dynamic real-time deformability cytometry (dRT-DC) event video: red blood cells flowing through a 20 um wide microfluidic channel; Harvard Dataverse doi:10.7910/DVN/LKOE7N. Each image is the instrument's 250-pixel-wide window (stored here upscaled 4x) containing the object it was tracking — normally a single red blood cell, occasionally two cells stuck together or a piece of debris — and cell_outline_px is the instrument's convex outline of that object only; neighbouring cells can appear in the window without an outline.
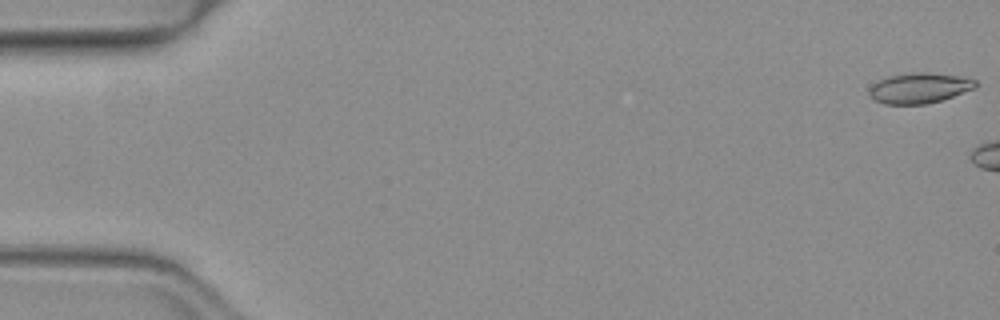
{"species": "common noctule bat (a hibernating species)", "species_latin": "Nyctalus noctula", "temperature_condition": "warm", "stored_images_in_passage": 5, "camera_frame_rate_fps": 3000, "um_per_image_px": 0.085, "animal": {"sex": "female", "body_mass_g": 19.3, "forearm_length_mm": 54.1}, "frame": {"image": 1, "passage_image": 1, "time_ms": 0.0, "image_size_px": [1000, 320], "cell_outline_px": [[976, 88], [940, 100], [924, 104], [884, 104], [872, 100], [868, 92], [868, 88], [872, 84], [888, 76], [916, 72], [924, 72], [960, 76], [976, 80]], "centroid_in_image_um": [78.1, 7.49], "position_along_channel_um": 6.9, "area_um2": 18.79}}